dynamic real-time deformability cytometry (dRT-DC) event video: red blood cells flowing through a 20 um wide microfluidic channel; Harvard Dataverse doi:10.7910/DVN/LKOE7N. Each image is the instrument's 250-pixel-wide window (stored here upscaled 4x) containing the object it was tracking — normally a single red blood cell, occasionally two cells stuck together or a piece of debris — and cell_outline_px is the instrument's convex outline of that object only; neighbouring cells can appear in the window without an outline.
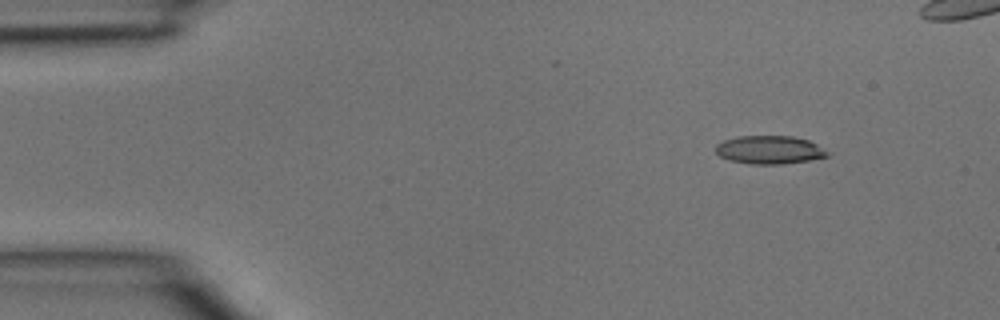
{"species": "common noctule bat (a hibernating species)", "species_latin": "Nyctalus noctula", "temperature_condition": "room temperature", "stored_images_in_passage": 5, "camera_frame_rate_fps": 3000, "um_per_image_px": 0.085, "animal": {"sex": "male", "body_mass_g": 15.6}, "frame": {"image": 1, "passage_image": 2, "time_ms": 0.333, "image_size_px": [1000, 320], "cell_outline_px": [[832, 152], [828, 156], [808, 160], [784, 164], [752, 164], [728, 160], [720, 156], [716, 152], [716, 144], [724, 140], [736, 136], [792, 136], [808, 140]], "centroid_in_image_um": [65.42, 12.73], "position_along_channel_um": 19.6, "area_um2": 18.5}}